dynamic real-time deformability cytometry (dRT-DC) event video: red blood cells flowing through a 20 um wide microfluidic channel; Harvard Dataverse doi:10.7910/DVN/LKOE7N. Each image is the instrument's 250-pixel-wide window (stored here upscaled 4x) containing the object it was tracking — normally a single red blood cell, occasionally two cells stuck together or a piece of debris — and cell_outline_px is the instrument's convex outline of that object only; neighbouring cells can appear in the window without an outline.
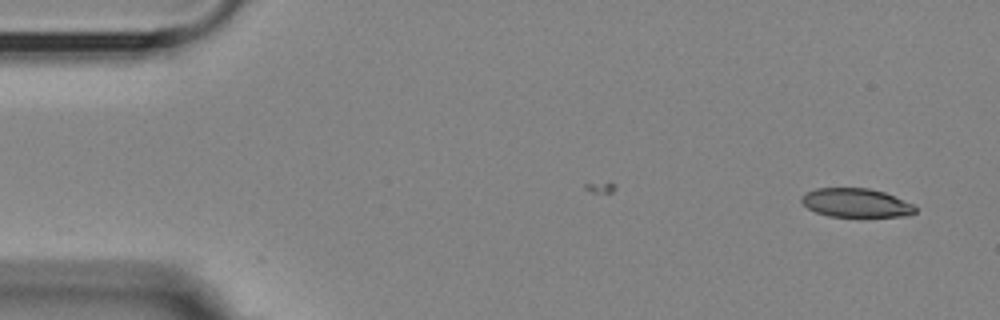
{"species": "Egyptian fruit bat (a non-hibernating species)", "species_latin": "Rousettus aegyptiacus", "temperature_condition": "room temperature", "stored_images_in_passage": 2, "camera_frame_rate_fps": 3000, "um_per_image_px": 0.085, "animal": {"sex": "female"}, "frame": {"image": 1, "passage_image": 2, "time_ms": 0.333, "image_size_px": [1000, 320], "cell_outline_px": [[916, 212], [908, 216], [828, 216], [816, 212], [808, 208], [800, 200], [800, 196], [804, 192], [816, 188], [868, 188], [884, 192], [912, 204], [916, 208]], "centroid_in_image_um": [72.72, 17.23], "position_along_channel_um": 12.3, "area_um2": 19.02}}